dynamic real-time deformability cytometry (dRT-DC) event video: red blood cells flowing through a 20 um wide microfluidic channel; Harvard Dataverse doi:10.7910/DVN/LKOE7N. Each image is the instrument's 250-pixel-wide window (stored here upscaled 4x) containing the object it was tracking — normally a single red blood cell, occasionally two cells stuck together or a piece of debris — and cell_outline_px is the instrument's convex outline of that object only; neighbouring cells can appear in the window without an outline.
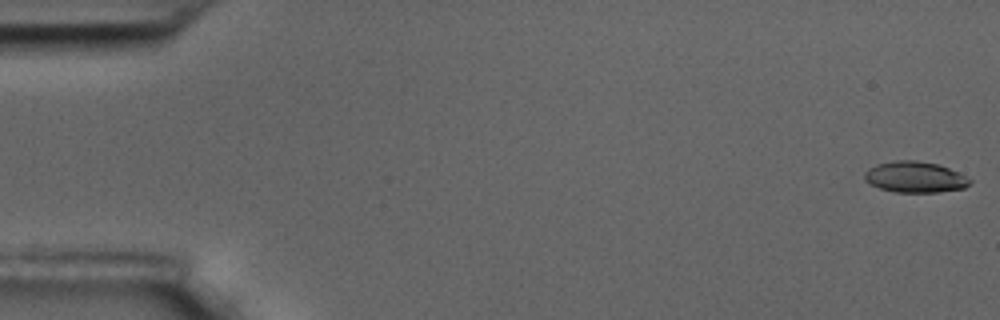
{"species": "common noctule bat (a hibernating species)", "species_latin": "Nyctalus noctula", "temperature_condition": "room temperature", "stored_images_in_passage": 59, "camera_frame_rate_fps": 3000, "um_per_image_px": 0.085, "animal": {"sex": "male", "body_mass_g": 17.5, "forearm_length_mm": 52.3}, "frame": {"image": 1, "passage_image": 1, "time_ms": 0.0, "image_size_px": [1000, 320], "cell_outline_px": [[972, 184], [964, 188], [940, 192], [896, 192], [880, 188], [864, 180], [864, 172], [868, 168], [876, 164], [896, 160], [916, 160], [936, 164], [948, 168], [972, 180]], "centroid_in_image_um": [77.76, 15.05], "position_along_channel_um": 7.2, "area_um2": 18.96}}
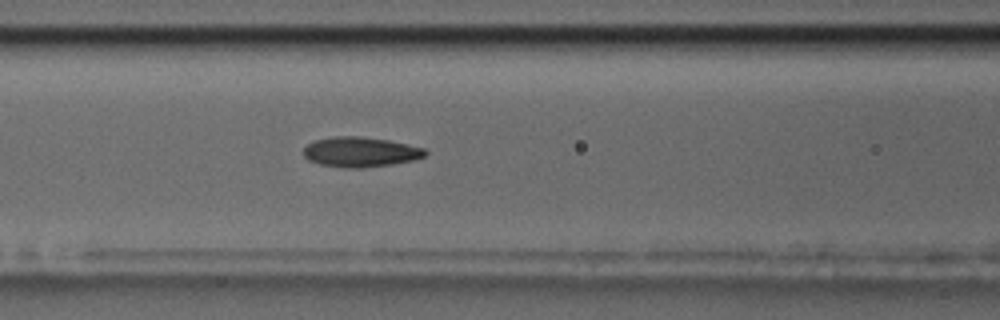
{"frame": {"image": 2, "passage_image": 25, "time_ms": 8.0, "image_size_px": [1000, 320], "cell_outline_px": [[428, 152], [424, 156], [412, 160], [392, 164], [360, 168], [348, 168], [320, 164], [308, 160], [304, 156], [304, 148], [312, 140], [332, 136], [360, 136], [388, 140], [408, 144], [424, 148]], "centroid_in_image_um": [30.61, 12.9], "position_along_channel_um": 136.0, "area_um2": 21.27}}
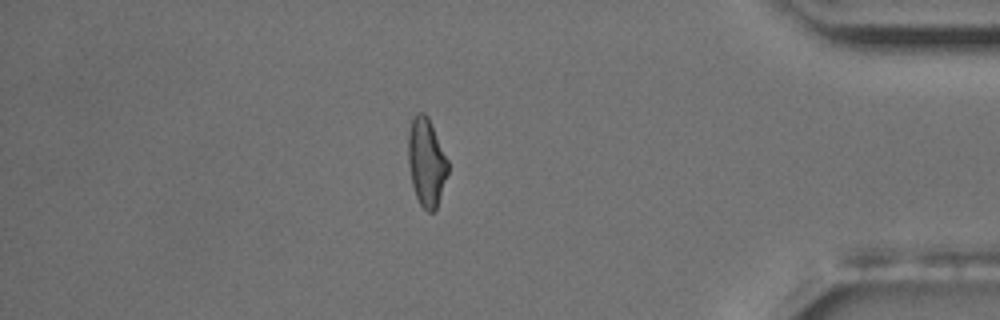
{"frame": {"image": 3, "passage_image": 51, "time_ms": 16.667, "image_size_px": [1000, 320], "cell_outline_px": [[448, 172], [436, 208], [432, 212], [428, 212], [420, 204], [416, 196], [412, 184], [408, 164], [408, 132], [412, 120], [420, 112], [424, 112], [428, 116], [448, 160]], "centroid_in_image_um": [36.24, 13.78], "position_along_channel_um": 399.0, "area_um2": 20.17}, "authors_computed_cell_mechanics": {"area_um2": 20.5768, "velocity_mm_per_s": 3.4448, "shape_relaxation_time_tau1_ms": 5.1363, "shape_relaxation_time_tau2_ms": 2.1995, "deformation_change_tau1": 0.1428, "deformation_change_tau2": 0.0905}}